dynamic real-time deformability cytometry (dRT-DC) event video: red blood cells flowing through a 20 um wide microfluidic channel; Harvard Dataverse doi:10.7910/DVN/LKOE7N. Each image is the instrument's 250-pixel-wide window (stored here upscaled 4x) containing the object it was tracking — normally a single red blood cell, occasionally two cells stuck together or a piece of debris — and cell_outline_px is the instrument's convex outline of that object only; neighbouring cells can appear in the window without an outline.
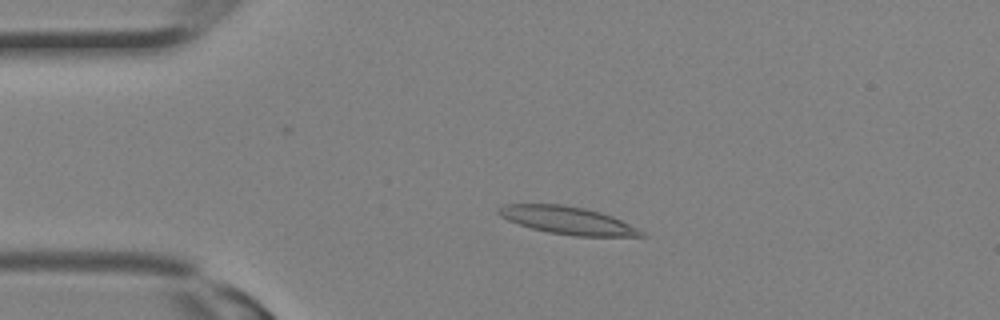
{"species": "Egyptian fruit bat (a non-hibernating species)", "species_latin": "Rousettus aegyptiacus", "temperature_condition": "room temperature", "stored_images_in_passage": 17, "camera_frame_rate_fps": 3000, "um_per_image_px": 0.085, "animal": {"sex": "female"}, "frame": {"image": 1, "passage_image": 7, "time_ms": 2.0, "image_size_px": [1000, 320], "cell_outline_px": [[648, 236], [576, 236], [548, 232], [532, 228], [508, 220], [500, 216], [496, 212], [496, 208], [504, 204], [564, 204], [584, 208], [600, 212], [612, 216], [644, 232]], "centroid_in_image_um": [48.2, 18.72], "position_along_channel_um": 36.8, "area_um2": 22.83}}
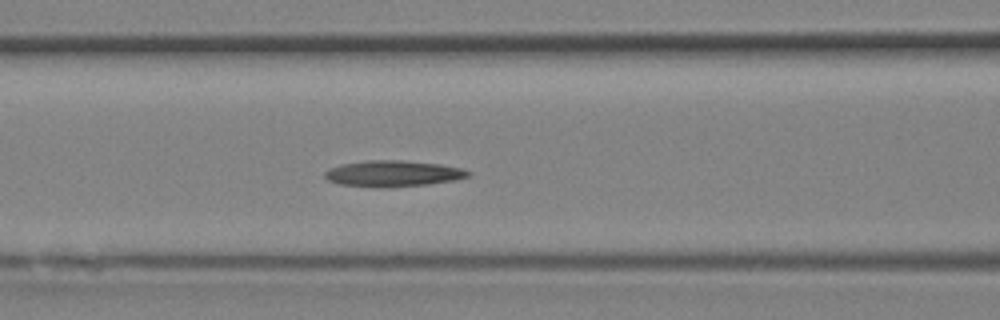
{"frame": {"image": 2, "passage_image": 13, "time_ms": 4.0, "image_size_px": [1000, 320], "cell_outline_px": [[472, 176], [456, 180], [428, 184], [388, 188], [340, 184], [328, 180], [324, 176], [324, 172], [328, 168], [340, 164], [368, 160], [400, 160], [440, 164], [464, 168], [472, 172]], "centroid_in_image_um": [33.45, 14.75], "position_along_channel_um": 133.2, "area_um2": 22.08}}
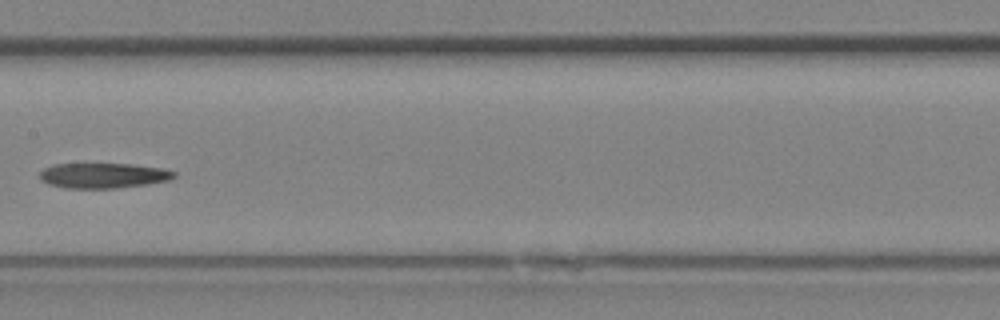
{"frame": {"image": 3, "passage_image": 16, "time_ms": 5.0, "image_size_px": [1000, 320], "cell_outline_px": [[176, 176], [168, 180], [148, 184], [116, 188], [64, 188], [48, 184], [40, 180], [40, 172], [44, 168], [52, 164], [132, 164], [164, 168], [176, 172]], "centroid_in_image_um": [8.77, 14.92], "position_along_channel_um": 198.6, "area_um2": 19.83}}